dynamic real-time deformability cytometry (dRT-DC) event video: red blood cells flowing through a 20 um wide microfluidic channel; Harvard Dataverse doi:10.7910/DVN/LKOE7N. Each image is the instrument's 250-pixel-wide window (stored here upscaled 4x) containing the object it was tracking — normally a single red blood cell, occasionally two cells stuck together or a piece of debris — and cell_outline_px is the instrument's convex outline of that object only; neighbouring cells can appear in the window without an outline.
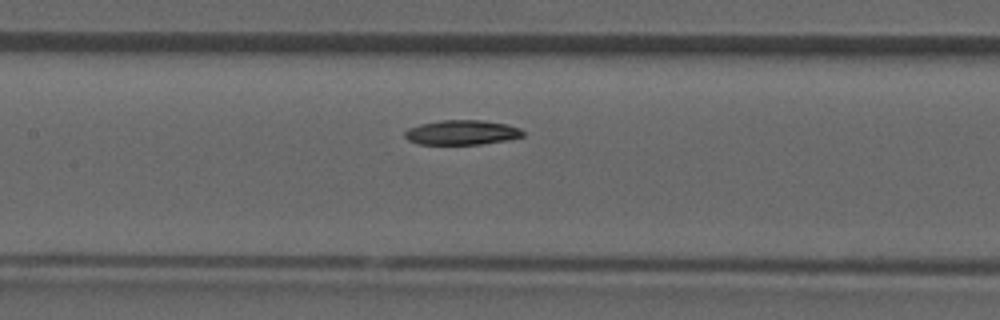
{"species": "common noctule bat (a hibernating species)", "species_latin": "Nyctalus noctula", "temperature_condition": "room temperature", "stored_images_in_passage": 44, "camera_frame_rate_fps": 3000, "um_per_image_px": 0.085, "animal": {"sex": "male", "forearm_length_mm": 52.5}, "frame": {"image": 1, "passage_image": 19, "time_ms": 6.0, "image_size_px": [1000, 320], "cell_outline_px": [[524, 136], [508, 140], [480, 144], [416, 144], [408, 140], [404, 136], [404, 132], [408, 128], [420, 124], [440, 120], [480, 120], [504, 124], [520, 128], [524, 132]], "centroid_in_image_um": [39.23, 11.26], "position_along_channel_um": 168.2, "area_um2": 16.99}}